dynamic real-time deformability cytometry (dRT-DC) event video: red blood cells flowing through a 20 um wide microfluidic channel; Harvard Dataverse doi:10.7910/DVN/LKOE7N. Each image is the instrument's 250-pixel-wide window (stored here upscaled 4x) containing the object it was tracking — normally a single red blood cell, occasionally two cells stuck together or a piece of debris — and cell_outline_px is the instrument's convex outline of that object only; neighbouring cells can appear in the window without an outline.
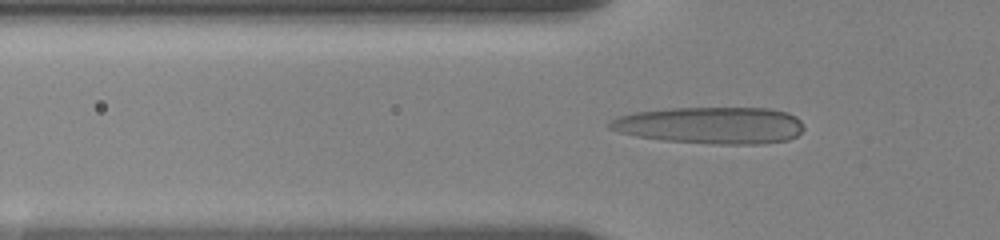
{"species": "human", "species_latin": "Homo sapiens", "temperature_condition": "room temperature", "stored_images_in_passage": 48, "camera_frame_rate_fps": 3000, "um_per_image_px": 0.085, "donor": {"sex": "female"}, "frame": {"image": 1, "passage_image": 15, "time_ms": 5.333, "image_size_px": [1000, 240], "cell_outline_px": [[804, 128], [796, 136], [788, 140], [760, 144], [712, 144], [664, 140], [636, 136], [620, 132], [608, 128], [608, 124], [616, 116], [636, 112], [664, 108], [768, 108], [788, 112], [796, 116], [800, 120]], "centroid_in_image_um": [60.42, 10.65], "position_along_channel_um": 65.4, "area_um2": 41.91}}
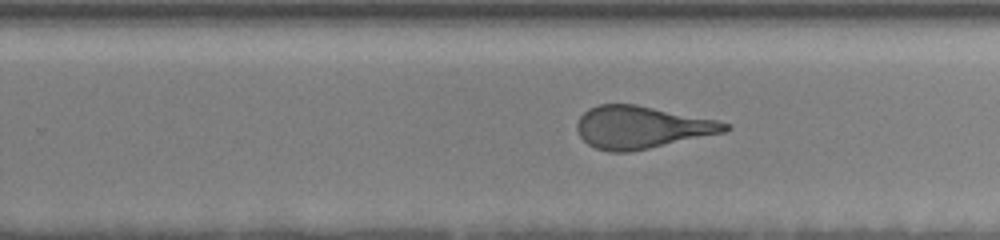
{"frame": {"image": 2, "passage_image": 30, "time_ms": 11.333, "image_size_px": [1000, 240], "cell_outline_px": [[732, 128], [724, 132], [648, 148], [628, 152], [608, 152], [596, 148], [588, 144], [580, 136], [576, 128], [576, 124], [580, 116], [588, 108], [600, 104], [636, 104], [716, 120], [732, 124]], "centroid_in_image_um": [54.5, 10.81], "position_along_channel_um": 275.3, "area_um2": 36.36}}
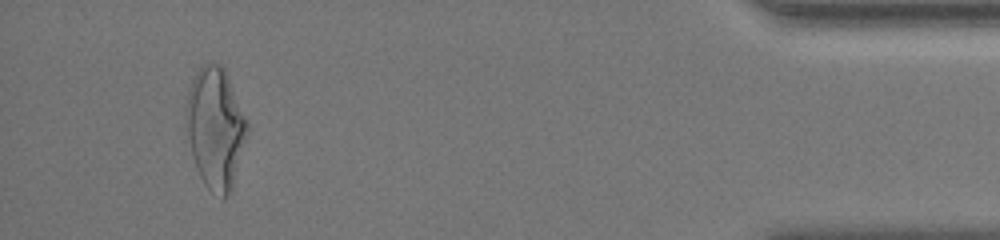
{"frame": {"image": 3, "passage_image": 44, "time_ms": 17.0, "image_size_px": [1000, 240], "cell_outline_px": [[248, 132], [232, 188], [228, 196], [224, 196], [208, 188], [204, 184], [196, 168], [192, 156], [184, 120], [184, 108], [188, 88], [196, 72], [204, 64], [220, 64], [224, 68], [228, 76], [248, 120]], "centroid_in_image_um": [18.29, 10.83], "position_along_channel_um": 416.9, "area_um2": 43.18}, "authors_computed_cell_mechanics": {"area_um2": 37.7434, "velocity_mm_per_s": 3.5335, "shape_relaxation_time_tau1_ms": 5.0756, "shape_relaxation_time_tau2_ms": 1.4653, "deformation_change_tau1": 0.2207, "deformation_change_tau2": 0.127}}